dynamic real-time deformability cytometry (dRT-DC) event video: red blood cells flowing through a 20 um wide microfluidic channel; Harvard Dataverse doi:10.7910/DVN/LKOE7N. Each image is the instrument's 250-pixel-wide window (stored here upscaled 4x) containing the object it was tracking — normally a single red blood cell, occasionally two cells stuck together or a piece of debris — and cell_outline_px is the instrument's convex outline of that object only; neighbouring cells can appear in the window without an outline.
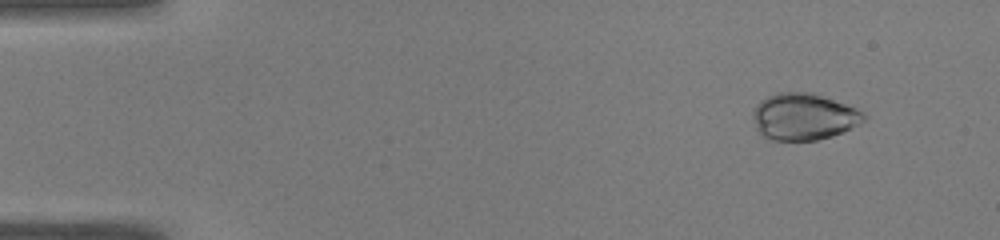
{"species": "common noctule bat (a hibernating species)", "species_latin": "Nyctalus noctula", "temperature_condition": "warm", "stored_images_in_passage": 47, "camera_frame_rate_fps": 3000, "um_per_image_px": 0.085, "animal": {"sex": "male", "body_mass_g": 19.0, "forearm_length_mm": 50.8}, "frame": {"image": 1, "passage_image": 2, "time_ms": 0.333, "image_size_px": [1000, 240], "cell_outline_px": [[864, 120], [832, 136], [816, 140], [772, 140], [764, 136], [756, 128], [752, 116], [752, 112], [768, 96], [780, 92], [812, 92], [856, 108], [864, 112]], "centroid_in_image_um": [68.3, 9.91], "position_along_channel_um": 16.7, "area_um2": 29.59}}
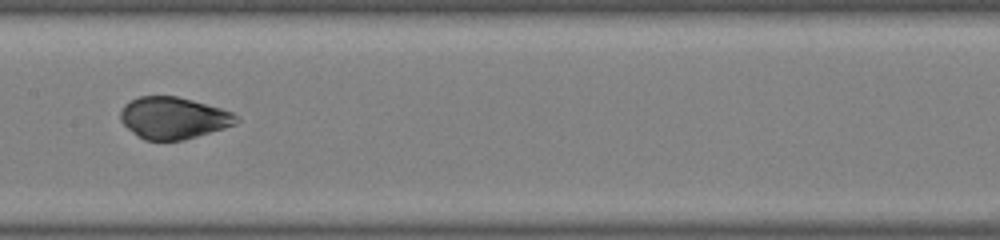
{"frame": {"image": 2, "passage_image": 23, "time_ms": 7.333, "image_size_px": [1000, 240], "cell_outline_px": [[240, 120], [236, 124], [224, 128], [184, 140], [144, 140], [128, 128], [120, 120], [120, 112], [124, 104], [140, 96], [176, 96], [192, 100], [220, 108], [232, 112], [240, 116]], "centroid_in_image_um": [14.76, 10.02], "position_along_channel_um": 192.6, "area_um2": 28.15}}
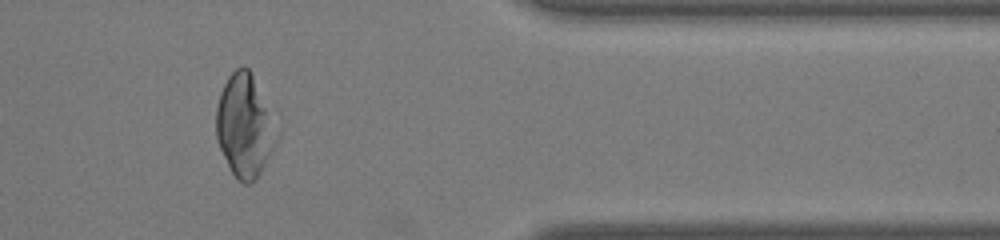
{"frame": {"image": 3, "passage_image": 39, "time_ms": 12.667, "image_size_px": [1000, 240], "cell_outline_px": [[280, 136], [276, 144], [256, 180], [252, 184], [244, 184], [236, 180], [220, 148], [216, 136], [216, 108], [220, 92], [228, 76], [236, 68], [248, 68], [280, 128]], "centroid_in_image_um": [20.83, 10.74], "position_along_channel_um": 390.6, "area_um2": 36.47}, "authors_computed_cell_mechanics": {"area_um2": 29.5358, "velocity_mm_per_s": 4.0667, "shape_relaxation_time_tau1_ms": 5.8758, "shape_relaxation_time_tau2_ms": null, "deformation_change_tau1": 0.181, "deformation_change_tau2": null}}